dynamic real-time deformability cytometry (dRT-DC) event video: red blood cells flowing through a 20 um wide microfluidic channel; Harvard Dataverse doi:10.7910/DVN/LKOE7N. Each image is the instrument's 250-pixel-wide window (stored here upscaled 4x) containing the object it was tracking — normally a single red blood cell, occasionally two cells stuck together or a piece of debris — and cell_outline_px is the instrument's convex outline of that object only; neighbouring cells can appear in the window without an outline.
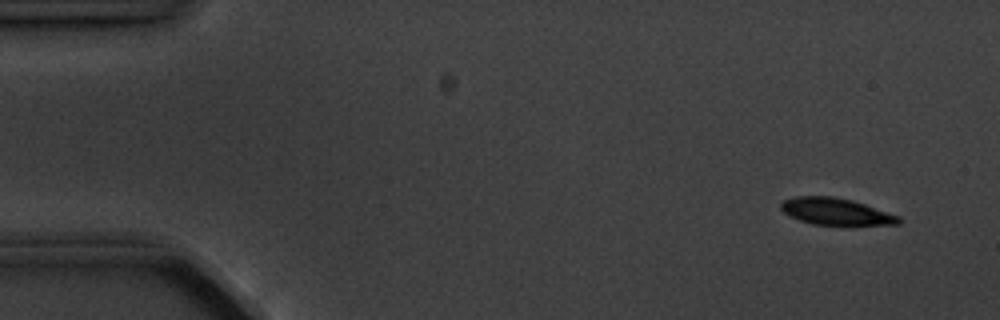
{"species": "common noctule bat (a hibernating species)", "species_latin": "Nyctalus noctula", "temperature_condition": "cold", "stored_images_in_passage": 9, "camera_frame_rate_fps": 3000, "um_per_image_px": 0.085, "animal": {"sex": "male", "body_mass_g": 20.1, "forearm_length_mm": 53.5}, "frame": {"image": 1, "passage_image": 1, "time_ms": 0.0, "image_size_px": [1000, 320], "cell_outline_px": [[904, 220], [900, 224], [848, 228], [812, 224], [788, 216], [780, 208], [780, 204], [784, 200], [796, 196], [832, 196], [852, 200], [900, 216]], "centroid_in_image_um": [71.13, 18.05], "position_along_channel_um": 13.9, "area_um2": 19.48}}
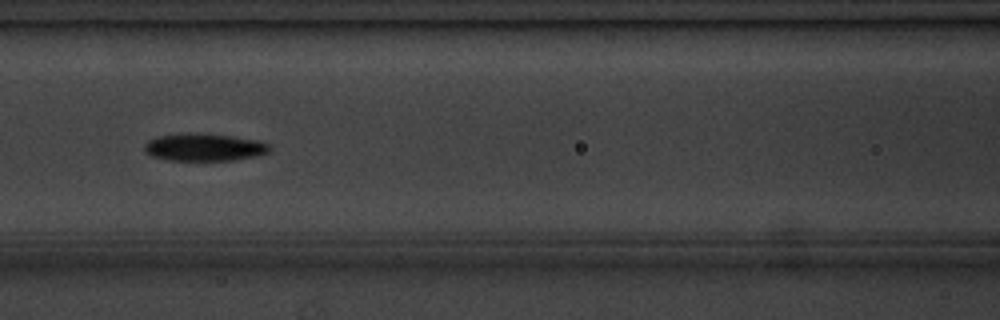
{"frame": {"image": 2, "passage_image": 7, "time_ms": 6.667, "image_size_px": [1000, 320], "cell_outline_px": [[272, 148], [268, 152], [256, 156], [236, 160], [168, 160], [152, 156], [144, 148], [144, 144], [148, 140], [156, 136], [176, 132], [200, 132], [236, 136], [260, 140], [268, 144]], "centroid_in_image_um": [17.36, 12.48], "position_along_channel_um": 149.2, "area_um2": 20.63}}